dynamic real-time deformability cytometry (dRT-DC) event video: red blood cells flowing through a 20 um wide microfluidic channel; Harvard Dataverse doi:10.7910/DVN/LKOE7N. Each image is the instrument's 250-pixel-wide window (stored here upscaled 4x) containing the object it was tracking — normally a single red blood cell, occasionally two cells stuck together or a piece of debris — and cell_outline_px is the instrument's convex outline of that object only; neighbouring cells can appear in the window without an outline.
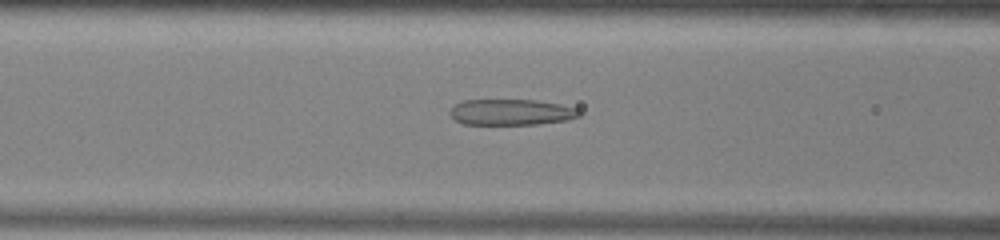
{"species": "common noctule bat (a hibernating species)", "species_latin": "Nyctalus noctula", "temperature_condition": "warm", "stored_images_in_passage": 51, "camera_frame_rate_fps": 3000, "um_per_image_px": 0.085, "animal": {"sex": "male", "body_mass_g": 13.0, "forearm_length_mm": 53.1}, "frame": {"image": 1, "passage_image": 20, "time_ms": 6.333, "image_size_px": [1000, 240], "cell_outline_px": [[580, 116], [568, 120], [536, 124], [464, 124], [456, 120], [448, 112], [456, 104], [464, 100], [536, 100], [560, 104], [576, 108], [580, 112]], "centroid_in_image_um": [43.47, 9.53], "position_along_channel_um": 123.1, "area_um2": 19.42}}
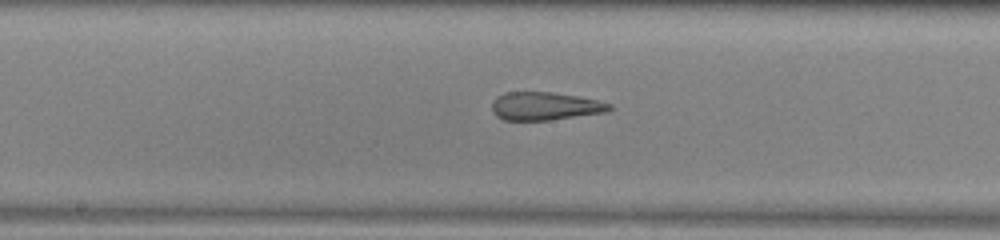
{"frame": {"image": 2, "passage_image": 26, "time_ms": 8.333, "image_size_px": [1000, 240], "cell_outline_px": [[612, 108], [608, 112], [548, 120], [504, 120], [496, 116], [492, 112], [492, 100], [496, 96], [504, 92], [552, 92], [576, 96], [596, 100], [612, 104]], "centroid_in_image_um": [46.29, 9.02], "position_along_channel_um": 201.9, "area_um2": 19.31}}
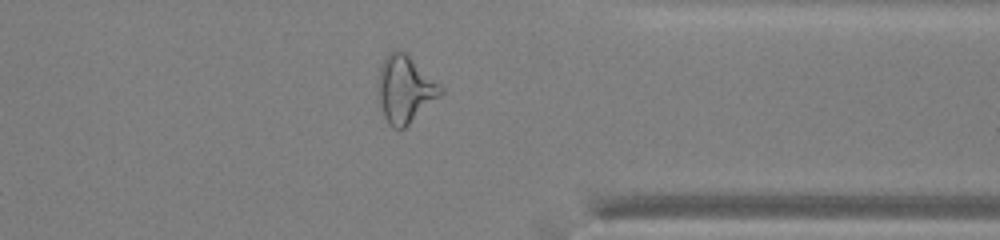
{"frame": {"image": 3, "passage_image": 40, "time_ms": 13.0, "image_size_px": [1000, 240], "cell_outline_px": [[444, 92], [440, 96], [400, 132], [392, 128], [384, 116], [380, 100], [380, 68], [384, 60], [396, 48], [404, 52], [440, 84], [444, 88]], "centroid_in_image_um": [34.47, 7.63], "position_along_channel_um": 376.9, "area_um2": 23.76}, "authors_computed_cell_mechanics": {"area_um2": 23.987, "velocity_mm_per_s": 3.9353, "shape_relaxation_time_tau1_ms": null, "shape_relaxation_time_tau2_ms": 1.7108, "deformation_change_tau1": null, "deformation_change_tau2": 0.1241}}